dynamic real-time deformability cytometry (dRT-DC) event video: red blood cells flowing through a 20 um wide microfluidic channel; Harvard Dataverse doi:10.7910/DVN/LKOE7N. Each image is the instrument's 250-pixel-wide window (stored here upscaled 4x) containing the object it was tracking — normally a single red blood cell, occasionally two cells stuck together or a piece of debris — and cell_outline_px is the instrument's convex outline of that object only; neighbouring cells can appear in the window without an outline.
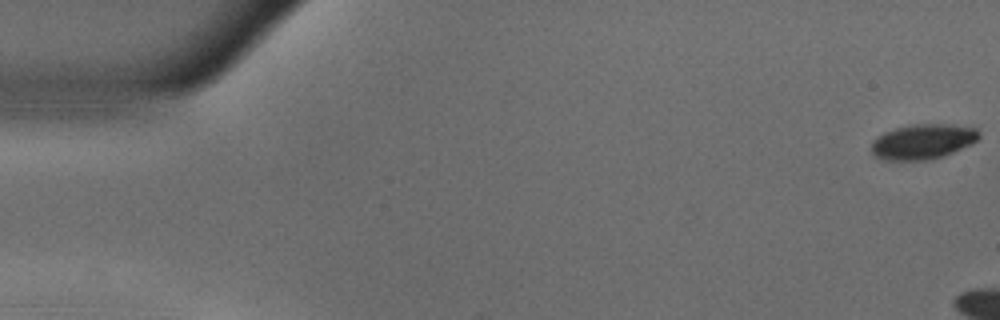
{"species": "common noctule bat (a hibernating species)", "species_latin": "Nyctalus noctula", "temperature_condition": "warm", "stored_images_in_passage": 9, "camera_frame_rate_fps": 3000, "um_per_image_px": 0.085, "animal": {"sex": "male", "body_mass_g": 18.8}, "frame": {"image": 1, "passage_image": 1, "time_ms": 0.0, "image_size_px": [1000, 320], "cell_outline_px": [[980, 136], [972, 144], [944, 156], [928, 160], [888, 160], [876, 156], [872, 152], [872, 140], [884, 132], [896, 128], [912, 124], [948, 124], [976, 128], [980, 132]], "centroid_in_image_um": [78.46, 12.03], "position_along_channel_um": 6.5, "area_um2": 21.96}}